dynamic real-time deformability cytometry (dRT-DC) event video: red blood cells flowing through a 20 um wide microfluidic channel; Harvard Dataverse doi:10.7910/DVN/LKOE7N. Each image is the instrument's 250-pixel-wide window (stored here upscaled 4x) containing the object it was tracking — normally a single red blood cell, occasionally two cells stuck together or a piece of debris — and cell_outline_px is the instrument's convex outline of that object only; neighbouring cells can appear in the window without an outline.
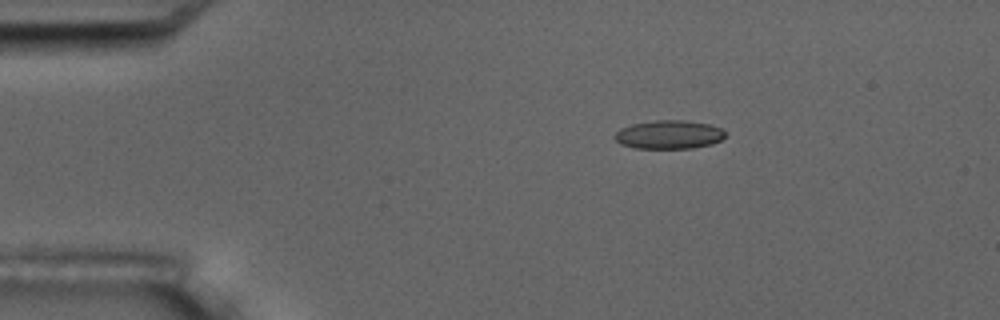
{"species": "common noctule bat (a hibernating species)", "species_latin": "Nyctalus noctula", "temperature_condition": "room temperature", "stored_images_in_passage": 3, "camera_frame_rate_fps": 3000, "um_per_image_px": 0.085, "animal": {"sex": "male", "body_mass_g": 17.5, "forearm_length_mm": 52.3}, "frame": {"image": 1, "passage_image": 1, "time_ms": 0.0, "image_size_px": [1000, 320], "cell_outline_px": [[724, 136], [720, 140], [712, 144], [692, 148], [636, 148], [620, 144], [612, 136], [620, 128], [632, 124], [656, 120], [684, 120], [708, 124], [720, 128], [724, 132]], "centroid_in_image_um": [56.82, 11.44], "position_along_channel_um": 28.2, "area_um2": 18.32}}